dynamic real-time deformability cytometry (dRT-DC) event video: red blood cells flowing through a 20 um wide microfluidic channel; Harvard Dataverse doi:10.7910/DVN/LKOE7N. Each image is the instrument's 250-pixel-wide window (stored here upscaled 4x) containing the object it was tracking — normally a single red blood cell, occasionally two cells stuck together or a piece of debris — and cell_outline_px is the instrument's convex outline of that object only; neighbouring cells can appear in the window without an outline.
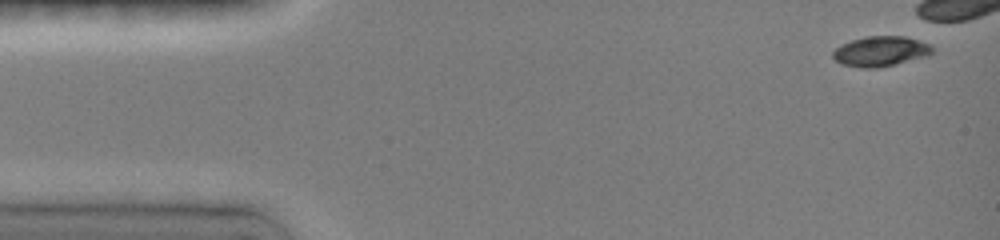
{"species": "common noctule bat (a hibernating species)", "species_latin": "Nyctalus noctula", "temperature_condition": "room temperature", "stored_images_in_passage": 30, "camera_frame_rate_fps": 3000, "um_per_image_px": 0.085, "animal": {"sex": "female", "body_mass_g": 19.0, "forearm_length_mm": 51.5}, "frame": {"image": 1, "passage_image": 1, "time_ms": 0.0, "image_size_px": [1000, 240], "cell_outline_px": [[932, 52], [928, 56], [896, 64], [876, 68], [860, 68], [840, 64], [832, 56], [832, 52], [840, 44], [864, 36], [904, 36], [928, 44], [932, 48]], "centroid_in_image_um": [74.8, 4.37], "position_along_channel_um": 10.2, "area_um2": 17.46}}
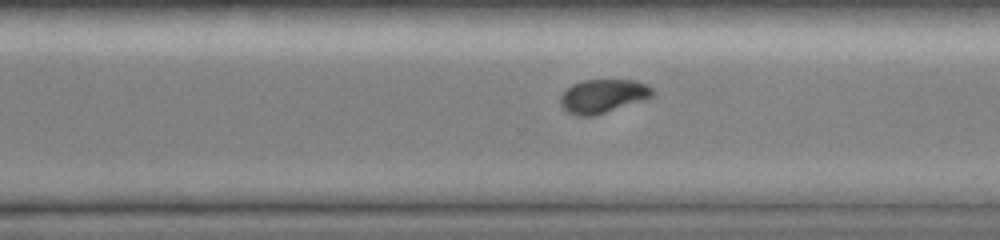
{"frame": {"image": 2, "passage_image": 26, "time_ms": 10.333, "image_size_px": [1000, 240], "cell_outline_px": [[652, 96], [592, 116], [576, 116], [568, 112], [560, 104], [560, 96], [572, 84], [584, 80], [636, 80], [652, 88]], "centroid_in_image_um": [51.19, 8.15], "position_along_channel_um": 319.4, "area_um2": 17.51}}